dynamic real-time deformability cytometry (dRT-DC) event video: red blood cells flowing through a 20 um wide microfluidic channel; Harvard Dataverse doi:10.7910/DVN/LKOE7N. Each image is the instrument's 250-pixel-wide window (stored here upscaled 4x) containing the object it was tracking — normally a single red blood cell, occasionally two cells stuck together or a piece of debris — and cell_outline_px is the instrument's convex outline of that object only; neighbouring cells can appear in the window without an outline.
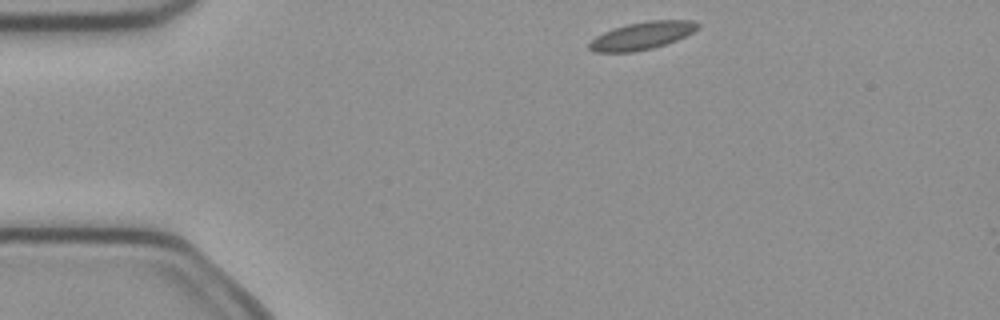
{"species": "common noctule bat (a hibernating species)", "species_latin": "Nyctalus noctula", "temperature_condition": "cold", "stored_images_in_passage": 5, "camera_frame_rate_fps": 3000, "um_per_image_px": 0.085, "animal": {"sex": "female", "body_mass_g": 21.9}, "frame": {"image": 1, "passage_image": 1, "time_ms": 0.0, "image_size_px": [1000, 320], "cell_outline_px": [[700, 28], [676, 40], [652, 48], [632, 52], [596, 52], [588, 48], [588, 44], [596, 36], [612, 28], [628, 24], [648, 20], [692, 20], [700, 24]], "centroid_in_image_um": [54.57, 3.02], "position_along_channel_um": 30.4, "area_um2": 17.34}}
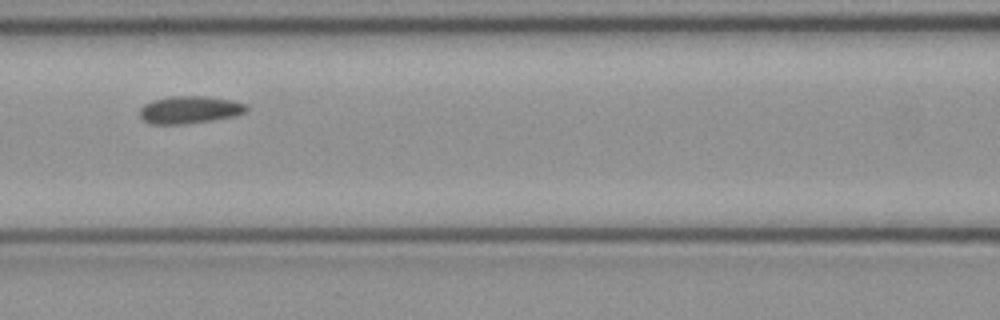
{"frame": {"image": 2, "passage_image": 5, "time_ms": 1.333, "image_size_px": [1000, 320], "cell_outline_px": [[248, 108], [244, 112], [236, 116], [188, 124], [148, 124], [140, 116], [140, 108], [144, 104], [152, 100], [172, 96], [204, 96], [232, 100], [248, 104]], "centroid_in_image_um": [16.12, 9.33], "position_along_channel_um": 150.5, "area_um2": 17.22}}